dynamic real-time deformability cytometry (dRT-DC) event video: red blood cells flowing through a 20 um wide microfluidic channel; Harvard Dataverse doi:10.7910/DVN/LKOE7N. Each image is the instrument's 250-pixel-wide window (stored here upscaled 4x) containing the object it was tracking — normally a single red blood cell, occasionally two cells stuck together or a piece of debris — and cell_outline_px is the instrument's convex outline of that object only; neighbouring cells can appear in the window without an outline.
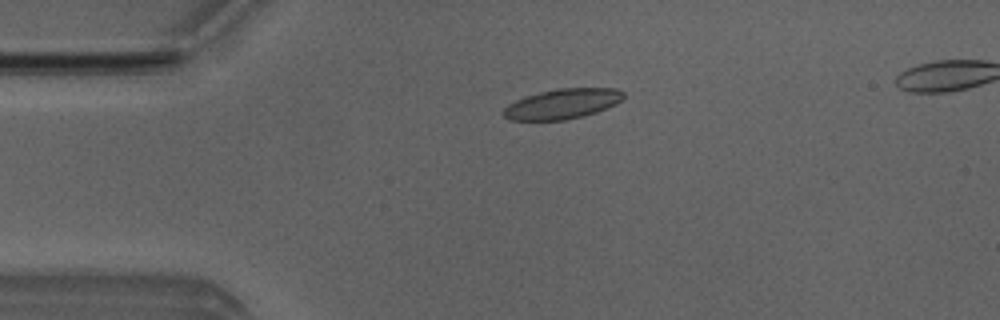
{"species": "Egyptian fruit bat (a non-hibernating species)", "species_latin": "Rousettus aegyptiacus", "temperature_condition": "room temperature", "stored_images_in_passage": 51, "camera_frame_rate_fps": 3000, "um_per_image_px": 0.085, "animal": {"sex": "male"}, "frame": {"image": 1, "passage_image": 12, "time_ms": 3.667, "image_size_px": [1000, 320], "cell_outline_px": [[624, 96], [616, 104], [596, 112], [584, 116], [564, 120], [508, 120], [500, 112], [508, 104], [524, 96], [540, 92], [560, 88], [616, 88], [624, 92]], "centroid_in_image_um": [47.77, 8.83], "position_along_channel_um": 37.2, "area_um2": 21.1}}
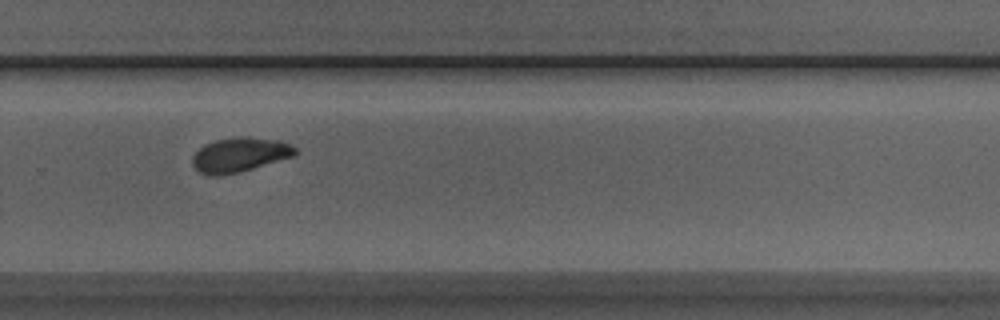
{"frame": {"image": 2, "passage_image": 35, "time_ms": 11.333, "image_size_px": [1000, 320], "cell_outline_px": [[296, 156], [240, 172], [224, 176], [212, 176], [200, 172], [192, 164], [192, 156], [204, 144], [216, 140], [248, 136], [280, 140], [296, 148]], "centroid_in_image_um": [20.39, 13.17], "position_along_channel_um": 309.4, "area_um2": 20.75}}
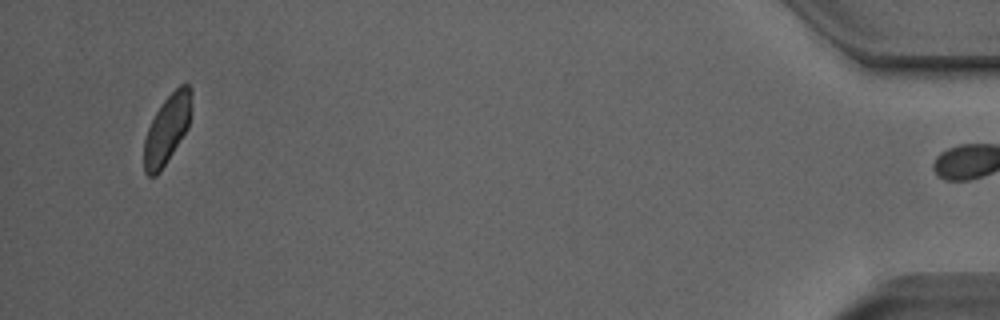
{"frame": {"image": 3, "passage_image": 50, "time_ms": 16.333, "image_size_px": [1000, 320], "cell_outline_px": [[192, 92], [188, 128], [160, 172], [156, 176], [148, 176], [144, 172], [144, 140], [148, 128], [160, 104], [180, 84], [188, 84], [192, 88]], "centroid_in_image_um": [14.19, 10.98], "position_along_channel_um": 421.0, "area_um2": 18.9}, "authors_computed_cell_mechanics": {"area_um2": 20.6924, "velocity_mm_per_s": 3.9522, "shape_relaxation_time_tau1_ms": 4.9871, "shape_relaxation_time_tau2_ms": 1.3366, "deformation_change_tau1": 0.1452, "deformation_change_tau2": 0.0441}}